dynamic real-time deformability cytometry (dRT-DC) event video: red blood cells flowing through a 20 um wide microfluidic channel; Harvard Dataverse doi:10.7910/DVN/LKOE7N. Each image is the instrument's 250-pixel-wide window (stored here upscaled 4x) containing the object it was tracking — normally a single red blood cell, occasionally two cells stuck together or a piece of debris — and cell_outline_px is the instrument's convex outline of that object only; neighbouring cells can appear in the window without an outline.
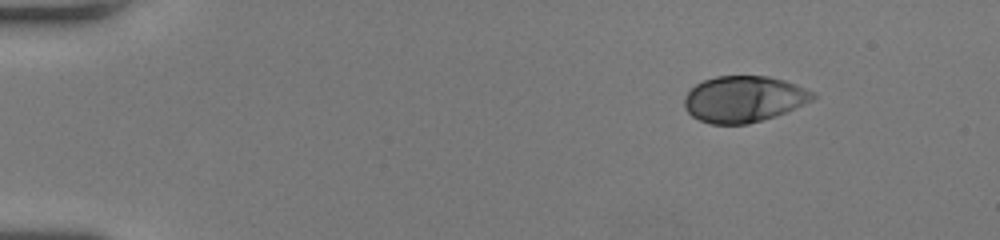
{"species": "human", "species_latin": "Homo sapiens", "temperature_condition": "room temperature", "stored_images_in_passage": 46, "camera_frame_rate_fps": 3000, "um_per_image_px": 0.085, "donor": {"sex": "female"}, "frame": {"image": 1, "passage_image": 1, "time_ms": 0.0, "image_size_px": [1000, 240], "cell_outline_px": [[816, 96], [812, 100], [776, 116], [748, 124], [712, 124], [700, 120], [692, 116], [684, 108], [684, 96], [696, 84], [704, 80], [716, 76], [768, 76], [784, 80], [796, 84], [812, 92]], "centroid_in_image_um": [63.19, 8.42], "position_along_channel_um": 21.8, "area_um2": 34.45}}
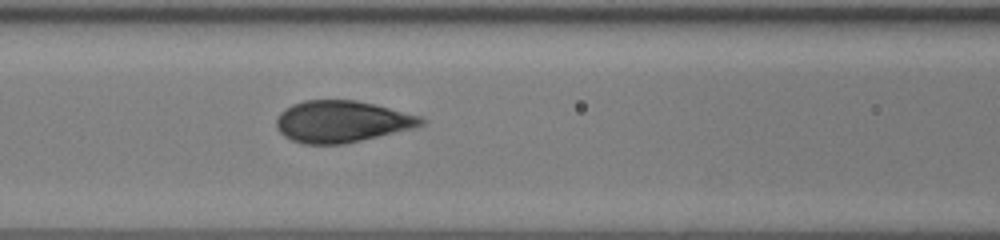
{"frame": {"image": 2, "passage_image": 18, "time_ms": 5.667, "image_size_px": [1000, 240], "cell_outline_px": [[428, 120], [424, 124], [412, 128], [344, 144], [304, 144], [292, 140], [284, 136], [276, 128], [276, 120], [280, 112], [284, 108], [292, 104], [304, 100], [356, 100], [420, 116]], "centroid_in_image_um": [29.01, 10.33], "position_along_channel_um": 137.6, "area_um2": 34.97}}
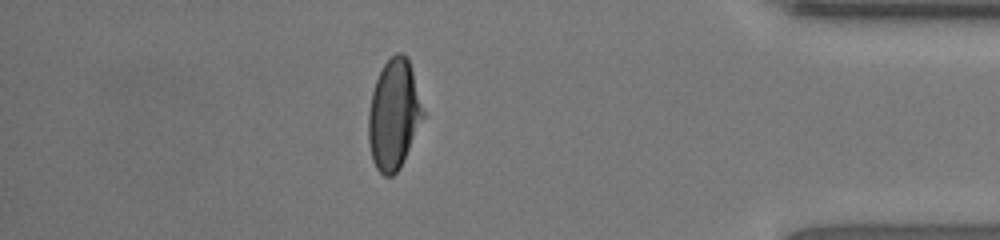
{"frame": {"image": 3, "passage_image": 40, "time_ms": 13.0, "image_size_px": [1000, 240], "cell_outline_px": [[424, 116], [404, 160], [400, 168], [392, 176], [384, 176], [376, 168], [372, 160], [368, 140], [368, 112], [372, 92], [376, 80], [384, 64], [396, 52], [400, 52], [408, 56], [424, 112]], "centroid_in_image_um": [33.46, 9.74], "position_along_channel_um": 401.7, "area_um2": 34.85}, "authors_computed_cell_mechanics": {"area_um2": 35.4603, "velocity_mm_per_s": 4.0582, "shape_relaxation_time_tau1_ms": 5.0582, "shape_relaxation_time_tau2_ms": null, "deformation_change_tau1": 0.2119, "deformation_change_tau2": null}}